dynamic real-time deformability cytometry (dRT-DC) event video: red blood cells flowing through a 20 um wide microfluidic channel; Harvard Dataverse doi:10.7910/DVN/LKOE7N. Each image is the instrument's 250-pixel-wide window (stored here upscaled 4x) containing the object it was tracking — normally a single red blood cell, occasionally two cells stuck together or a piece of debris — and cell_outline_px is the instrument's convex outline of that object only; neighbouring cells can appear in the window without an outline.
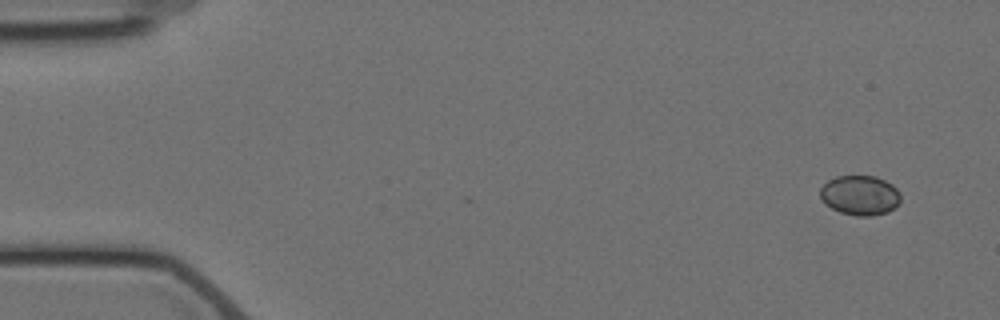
{"species": "Egyptian fruit bat (a non-hibernating species)", "species_latin": "Rousettus aegyptiacus", "temperature_condition": "cold", "stored_images_in_passage": 9, "camera_frame_rate_fps": 3000, "um_per_image_px": 0.085, "animal": {"sex": "female"}, "frame": {"image": 1, "passage_image": 1, "time_ms": 0.0, "image_size_px": [1000, 320], "cell_outline_px": [[900, 204], [896, 208], [888, 212], [872, 216], [856, 216], [840, 212], [832, 208], [820, 196], [820, 188], [828, 180], [836, 176], [876, 176], [892, 184], [900, 192]], "centroid_in_image_um": [73.14, 16.6], "position_along_channel_um": 11.9, "area_um2": 18.73}}
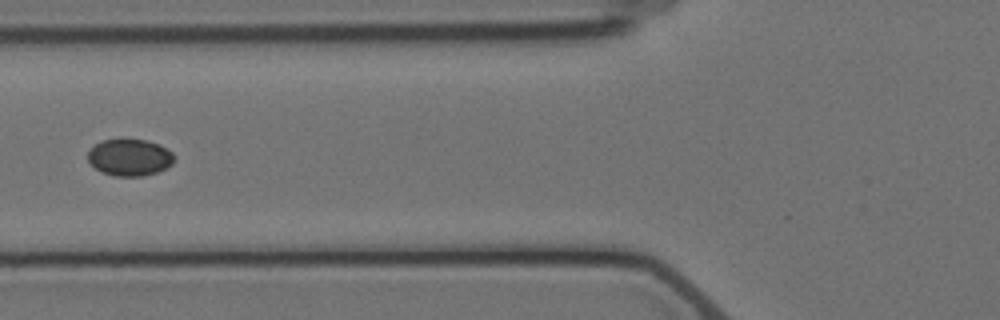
{"frame": {"image": 2, "passage_image": 6, "time_ms": 6.333, "image_size_px": [1000, 320], "cell_outline_px": [[176, 160], [172, 164], [156, 172], [144, 176], [112, 176], [100, 172], [88, 160], [88, 152], [96, 144], [104, 140], [144, 140], [160, 144], [172, 152], [176, 156]], "centroid_in_image_um": [11.05, 13.4], "position_along_channel_um": 114.7, "area_um2": 18.44}}
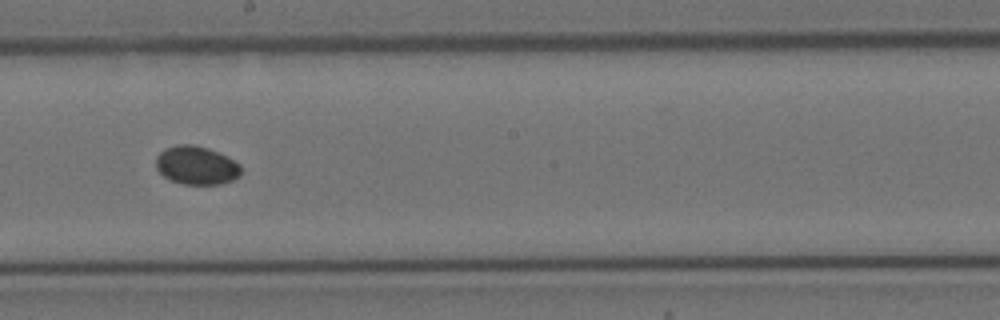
{"frame": {"image": 3, "passage_image": 9, "time_ms": 9.667, "image_size_px": [1000, 320], "cell_outline_px": [[240, 176], [232, 180], [220, 184], [184, 184], [172, 180], [164, 176], [156, 168], [156, 156], [164, 148], [176, 144], [192, 144], [208, 148], [240, 164]], "centroid_in_image_um": [16.66, 14.05], "position_along_channel_um": 231.5, "area_um2": 18.9}}